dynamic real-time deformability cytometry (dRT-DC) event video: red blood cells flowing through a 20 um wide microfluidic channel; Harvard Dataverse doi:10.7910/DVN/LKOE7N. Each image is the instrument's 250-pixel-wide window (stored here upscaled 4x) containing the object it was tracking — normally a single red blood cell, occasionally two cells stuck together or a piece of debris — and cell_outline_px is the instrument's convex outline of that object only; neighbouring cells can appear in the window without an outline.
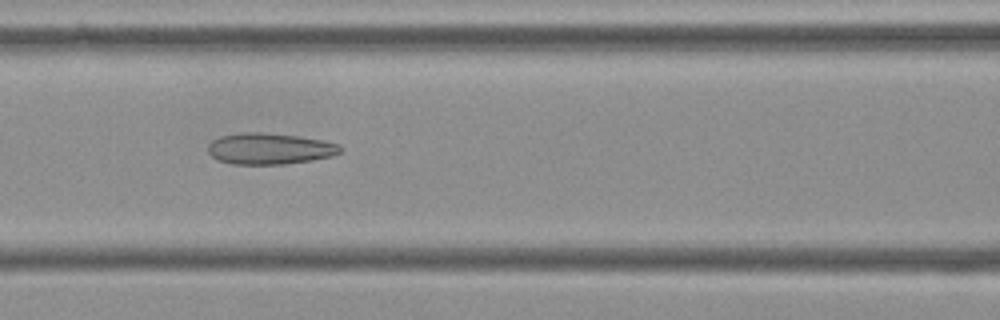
{"species": "Egyptian fruit bat (a non-hibernating species)", "species_latin": "Rousettus aegyptiacus", "temperature_condition": "cold", "stored_images_in_passage": 9, "camera_frame_rate_fps": 3000, "um_per_image_px": 0.085, "frame": {"image": 1, "passage_image": 7, "time_ms": 2.0, "image_size_px": [1000, 320], "cell_outline_px": [[344, 148], [340, 152], [332, 156], [312, 160], [284, 164], [232, 164], [216, 160], [208, 152], [208, 144], [212, 140], [220, 136], [244, 132], [264, 132], [300, 136], [340, 144]], "centroid_in_image_um": [22.91, 12.63], "position_along_channel_um": 143.7, "area_um2": 24.28}}
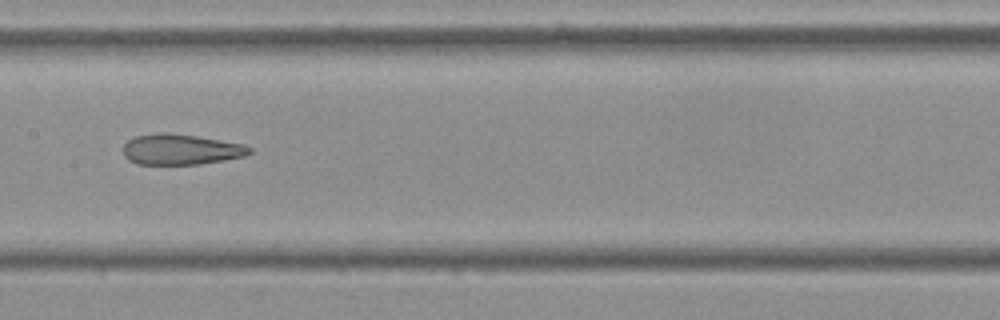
{"frame": {"image": 2, "passage_image": 8, "time_ms": 2.333, "image_size_px": [1000, 320], "cell_outline_px": [[252, 152], [244, 156], [224, 160], [200, 164], [136, 164], [128, 160], [124, 156], [124, 144], [128, 140], [136, 136], [160, 132], [164, 132], [196, 136], [244, 144], [252, 148]], "centroid_in_image_um": [15.37, 12.7], "position_along_channel_um": 192.0, "area_um2": 22.48}}
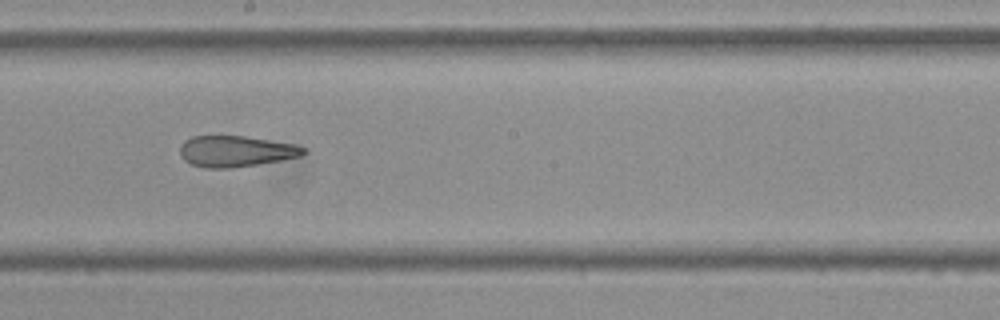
{"frame": {"image": 3, "passage_image": 9, "time_ms": 2.667, "image_size_px": [1000, 320], "cell_outline_px": [[308, 152], [300, 156], [280, 160], [256, 164], [228, 168], [204, 168], [192, 164], [184, 160], [180, 156], [180, 144], [184, 140], [192, 136], [244, 136], [296, 144], [304, 148]], "centroid_in_image_um": [20.02, 12.85], "position_along_channel_um": 228.2, "area_um2": 22.31}}